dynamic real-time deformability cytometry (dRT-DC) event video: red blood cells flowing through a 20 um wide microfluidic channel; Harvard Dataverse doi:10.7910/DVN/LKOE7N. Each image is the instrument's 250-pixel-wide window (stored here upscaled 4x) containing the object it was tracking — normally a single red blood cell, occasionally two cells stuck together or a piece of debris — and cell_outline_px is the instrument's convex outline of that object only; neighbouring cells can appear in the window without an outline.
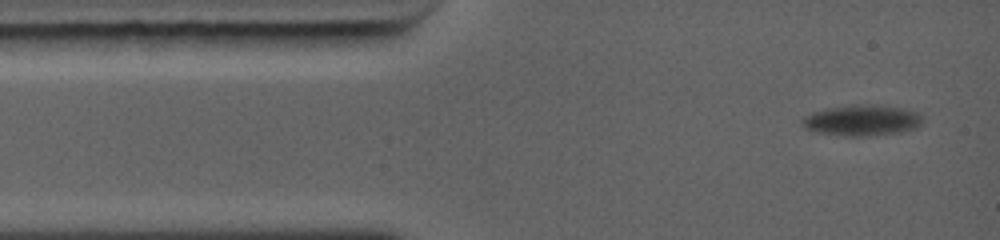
{"species": "common noctule bat (a hibernating species)", "species_latin": "Nyctalus noctula", "temperature_condition": "warm", "stored_images_in_passage": 24, "camera_frame_rate_fps": 5000, "um_per_image_px": 0.085, "animal": {"sex": "female", "body_mass_g": 19.0, "forearm_length_mm": 56.7}, "frame": {"image": 1, "passage_image": 1, "time_ms": 0.0, "image_size_px": [1000, 240], "cell_outline_px": [[924, 120], [916, 128], [900, 132], [860, 136], [844, 136], [816, 132], [804, 128], [800, 120], [804, 116], [812, 112], [828, 108], [852, 104], [868, 104], [904, 108], [920, 112]], "centroid_in_image_um": [73.26, 10.21], "position_along_channel_um": 11.7, "area_um2": 21.85}}
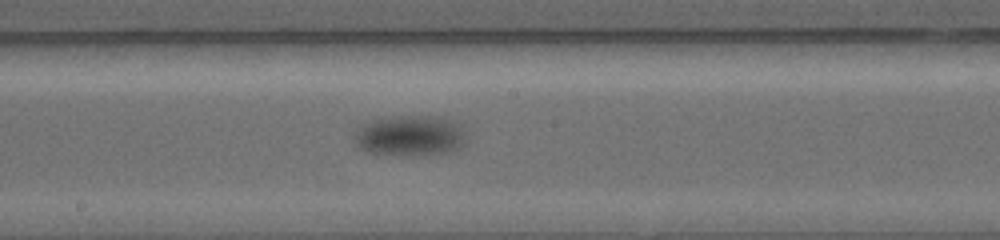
{"frame": {"image": 2, "passage_image": 14, "time_ms": 6.8, "image_size_px": [1000, 240], "cell_outline_px": [[464, 144], [452, 152], [408, 156], [400, 156], [368, 152], [360, 148], [356, 144], [352, 136], [364, 124], [372, 120], [384, 116], [436, 116], [452, 120], [460, 124], [464, 140]], "centroid_in_image_um": [34.82, 11.54], "position_along_channel_um": 213.4, "area_um2": 26.7}}
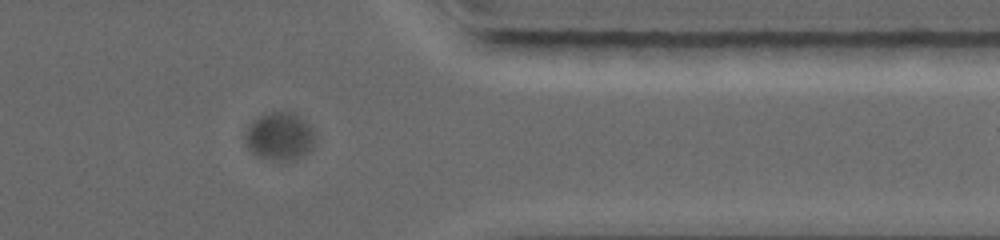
{"frame": {"image": 3, "passage_image": 23, "time_ms": 11.6, "image_size_px": [1000, 240], "cell_outline_px": [[316, 144], [304, 156], [296, 160], [272, 160], [260, 156], [252, 152], [248, 148], [244, 140], [244, 132], [248, 124], [252, 120], [260, 116], [272, 112], [296, 112], [312, 128], [316, 140]], "centroid_in_image_um": [23.78, 11.59], "position_along_channel_um": 387.6, "area_um2": 19.88}}